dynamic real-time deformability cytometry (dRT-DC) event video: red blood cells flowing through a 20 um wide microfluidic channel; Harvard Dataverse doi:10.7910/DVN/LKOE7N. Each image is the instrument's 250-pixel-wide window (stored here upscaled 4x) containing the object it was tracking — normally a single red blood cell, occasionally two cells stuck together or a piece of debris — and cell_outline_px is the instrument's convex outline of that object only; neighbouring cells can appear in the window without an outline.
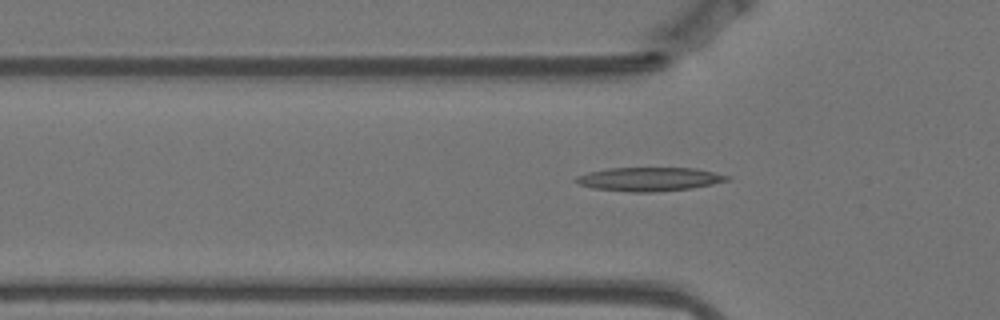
{"species": "Egyptian fruit bat (a non-hibernating species)", "species_latin": "Rousettus aegyptiacus", "temperature_condition": "warm", "stored_images_in_passage": 51, "camera_frame_rate_fps": 3000, "um_per_image_px": 0.085, "animal": {"sex": "female"}, "frame": {"image": 1, "passage_image": 17, "time_ms": 5.333, "image_size_px": [1000, 320], "cell_outline_px": [[732, 176], [728, 180], [712, 184], [692, 188], [652, 192], [632, 192], [592, 188], [576, 184], [572, 180], [576, 176], [588, 172], [608, 168], [696, 168]], "centroid_in_image_um": [55.15, 15.22], "position_along_channel_um": 70.7, "area_um2": 21.04}}
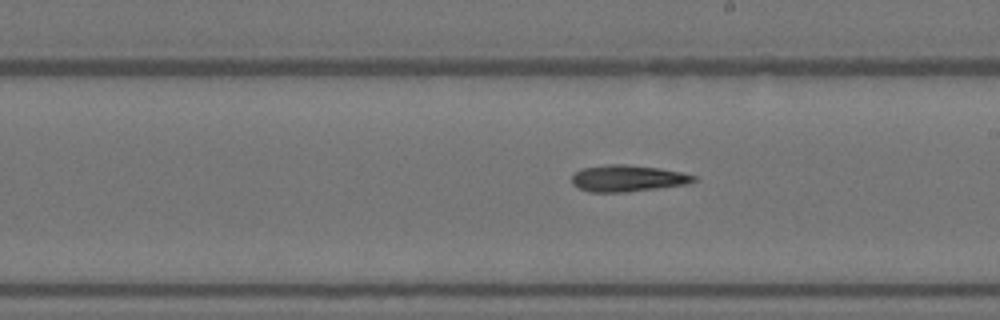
{"frame": {"image": 2, "passage_image": 31, "time_ms": 10.0, "image_size_px": [1000, 320], "cell_outline_px": [[696, 180], [684, 184], [628, 192], [588, 192], [572, 184], [572, 176], [580, 168], [608, 164], [624, 164], [660, 168], [680, 172], [696, 176]], "centroid_in_image_um": [53.3, 15.15], "position_along_channel_um": 235.7, "area_um2": 18.73}}
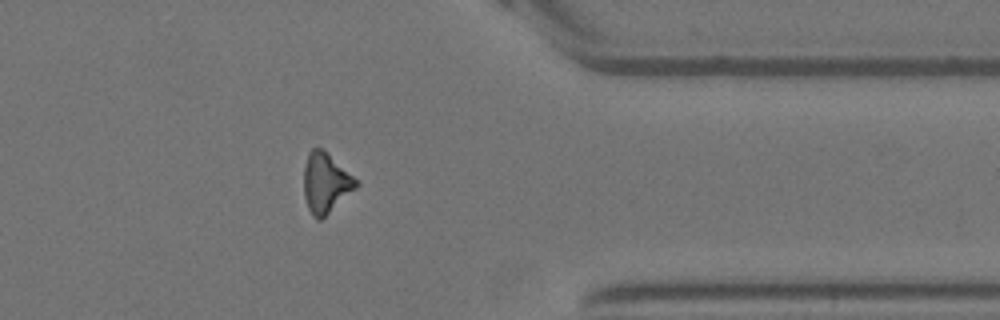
{"frame": {"image": 3, "passage_image": 45, "time_ms": 14.667, "image_size_px": [1000, 320], "cell_outline_px": [[360, 184], [356, 188], [320, 220], [316, 220], [312, 216], [308, 208], [304, 196], [304, 164], [308, 152], [312, 148], [320, 148], [328, 152], [360, 180]], "centroid_in_image_um": [27.7, 15.51], "position_along_channel_um": 383.7, "area_um2": 18.55}, "authors_computed_cell_mechanics": {"area_um2": 19.1318, "velocity_mm_per_s": 3.5255, "shape_relaxation_time_tau1_ms": null, "shape_relaxation_time_tau2_ms": 4.9062, "deformation_change_tau1": null, "deformation_change_tau2": 0.1732}}